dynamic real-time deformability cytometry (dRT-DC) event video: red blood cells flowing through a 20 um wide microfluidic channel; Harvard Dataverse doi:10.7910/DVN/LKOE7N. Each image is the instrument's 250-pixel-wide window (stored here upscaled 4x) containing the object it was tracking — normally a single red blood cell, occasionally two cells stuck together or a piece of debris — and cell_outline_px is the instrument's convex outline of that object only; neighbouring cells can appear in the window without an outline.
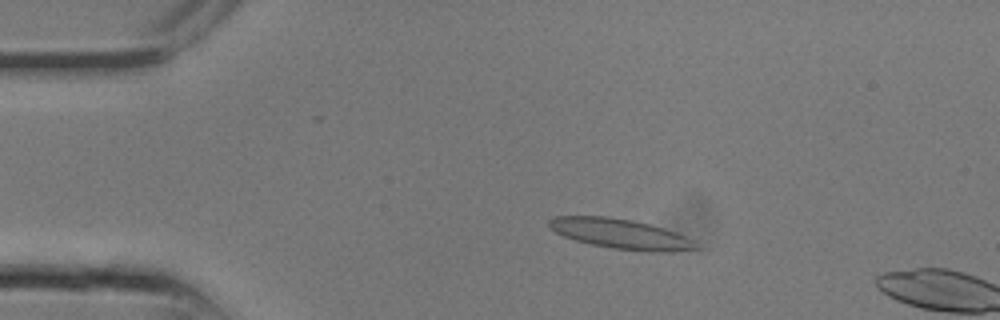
{"species": "common noctule bat (a hibernating species)", "species_latin": "Nyctalus noctula", "temperature_condition": "room temperature", "stored_images_in_passage": 6, "camera_frame_rate_fps": 3000, "um_per_image_px": 0.085, "animal": {"sex": "male", "body_mass_g": 13.3}, "frame": {"image": 1, "passage_image": 5, "time_ms": 1.333, "image_size_px": [1000, 320], "cell_outline_px": [[700, 248], [672, 252], [648, 252], [612, 248], [592, 244], [576, 240], [564, 236], [556, 232], [548, 224], [548, 220], [556, 216], [608, 216], [632, 220], [648, 224], [684, 236], [692, 240]], "centroid_in_image_um": [52.73, 19.88], "position_along_channel_um": 32.3, "area_um2": 25.26}}